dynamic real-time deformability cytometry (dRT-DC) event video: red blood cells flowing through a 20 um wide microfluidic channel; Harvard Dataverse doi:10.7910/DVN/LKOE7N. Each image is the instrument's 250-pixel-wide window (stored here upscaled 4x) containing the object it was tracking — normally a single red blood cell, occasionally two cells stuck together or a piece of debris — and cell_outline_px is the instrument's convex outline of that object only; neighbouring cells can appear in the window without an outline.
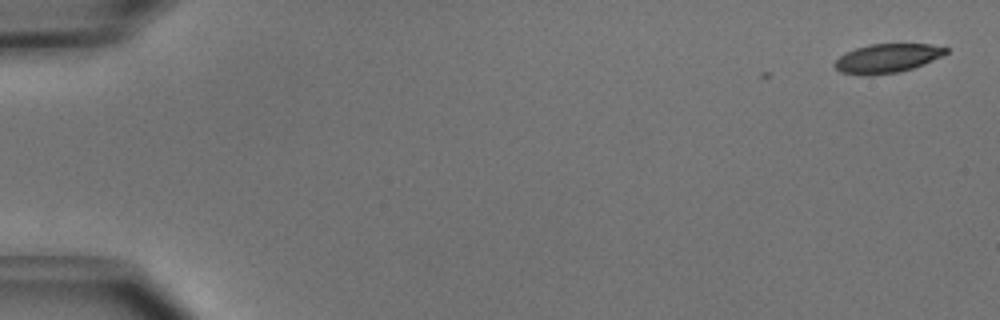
{"species": "common noctule bat (a hibernating species)", "species_latin": "Nyctalus noctula", "temperature_condition": "cold", "stored_images_in_passage": 8, "camera_frame_rate_fps": 3000, "um_per_image_px": 0.085, "animal": {"sex": "male", "body_mass_g": 15.6}, "frame": {"image": 1, "passage_image": 1, "time_ms": 0.0, "image_size_px": [1000, 320], "cell_outline_px": [[948, 52], [932, 60], [912, 68], [900, 72], [868, 76], [840, 72], [836, 68], [836, 60], [840, 56], [856, 48], [868, 44], [928, 44], [948, 48]], "centroid_in_image_um": [75.4, 4.96], "position_along_channel_um": 9.6, "area_um2": 18.5}}